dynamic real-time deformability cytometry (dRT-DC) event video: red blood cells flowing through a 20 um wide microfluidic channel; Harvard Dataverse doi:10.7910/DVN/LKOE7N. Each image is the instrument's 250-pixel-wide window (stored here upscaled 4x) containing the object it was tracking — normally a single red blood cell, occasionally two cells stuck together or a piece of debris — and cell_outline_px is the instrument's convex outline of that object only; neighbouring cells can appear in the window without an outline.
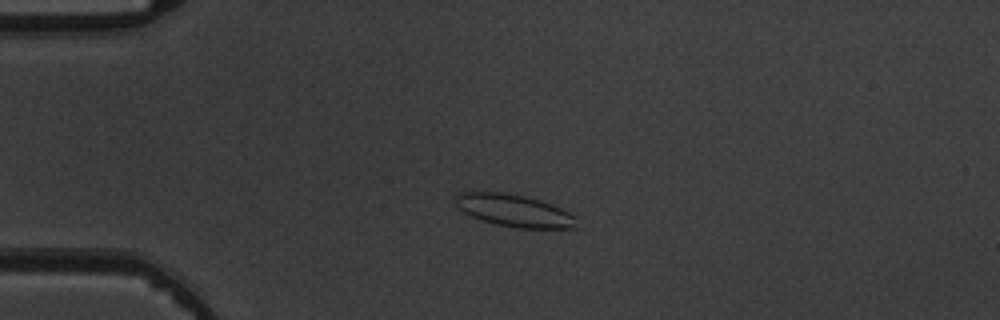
{"species": "common noctule bat (a hibernating species)", "species_latin": "Nyctalus noctula", "temperature_condition": "warm", "stored_images_in_passage": 4, "camera_frame_rate_fps": 3000, "um_per_image_px": 0.085, "animal": {"sex": "male", "body_mass_g": 19.5, "forearm_length_mm": 54.6}, "frame": {"image": 1, "passage_image": 3, "time_ms": 2.333, "image_size_px": [1000, 320], "cell_outline_px": [[580, 228], [516, 228], [496, 224], [472, 216], [464, 212], [456, 204], [456, 192], [508, 192], [540, 200], [552, 204], [576, 216]], "centroid_in_image_um": [43.76, 17.9], "position_along_channel_um": 41.2, "area_um2": 22.83}}